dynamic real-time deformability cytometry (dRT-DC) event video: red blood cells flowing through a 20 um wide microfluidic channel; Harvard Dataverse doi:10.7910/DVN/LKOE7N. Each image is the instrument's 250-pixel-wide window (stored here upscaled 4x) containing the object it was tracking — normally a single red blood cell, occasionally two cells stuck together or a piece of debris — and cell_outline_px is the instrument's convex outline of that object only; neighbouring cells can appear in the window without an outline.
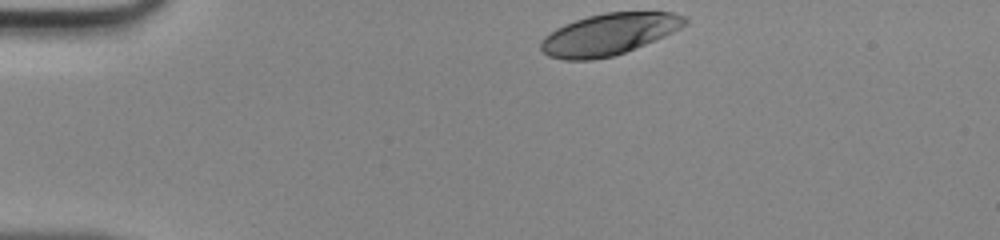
{"species": "human", "species_latin": "Homo sapiens", "temperature_condition": "room temperature", "stored_images_in_passage": 33, "camera_frame_rate_fps": 3000, "um_per_image_px": 0.085, "donor": {"sex": "male"}, "frame": {"image": 1, "passage_image": 1, "time_ms": 0.0, "image_size_px": [1000, 240], "cell_outline_px": [[688, 20], [680, 28], [664, 36], [624, 52], [612, 56], [592, 60], [564, 60], [548, 56], [540, 48], [540, 40], [544, 36], [556, 28], [564, 24], [588, 16], [604, 12], [672, 12], [684, 16]], "centroid_in_image_um": [51.71, 2.91], "position_along_channel_um": 33.3, "area_um2": 34.62}}
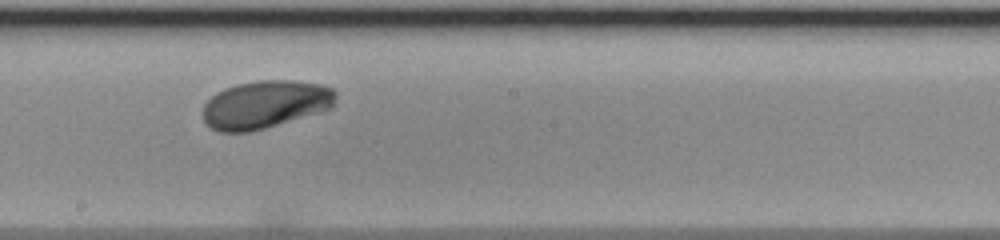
{"frame": {"image": 2, "passage_image": 19, "time_ms": 6.0, "image_size_px": [1000, 240], "cell_outline_px": [[336, 96], [332, 108], [324, 112], [264, 128], [248, 132], [220, 132], [204, 124], [204, 104], [216, 92], [224, 88], [236, 84], [260, 80], [292, 80], [320, 84], [332, 88], [336, 92]], "centroid_in_image_um": [22.57, 8.88], "position_along_channel_um": 225.6, "area_um2": 37.34}}
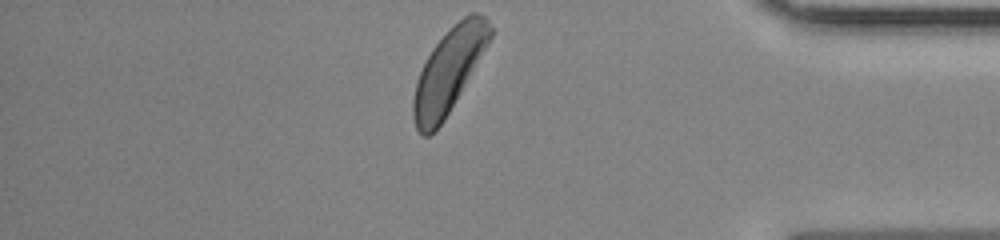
{"frame": {"image": 3, "passage_image": 33, "time_ms": 10.667, "image_size_px": [1000, 240], "cell_outline_px": [[496, 28], [488, 44], [444, 120], [428, 136], [420, 136], [416, 128], [412, 116], [412, 100], [416, 80], [432, 48], [464, 16], [472, 12], [476, 12], [484, 16]], "centroid_in_image_um": [38.14, 6.02], "position_along_channel_um": 397.1, "area_um2": 36.88}}